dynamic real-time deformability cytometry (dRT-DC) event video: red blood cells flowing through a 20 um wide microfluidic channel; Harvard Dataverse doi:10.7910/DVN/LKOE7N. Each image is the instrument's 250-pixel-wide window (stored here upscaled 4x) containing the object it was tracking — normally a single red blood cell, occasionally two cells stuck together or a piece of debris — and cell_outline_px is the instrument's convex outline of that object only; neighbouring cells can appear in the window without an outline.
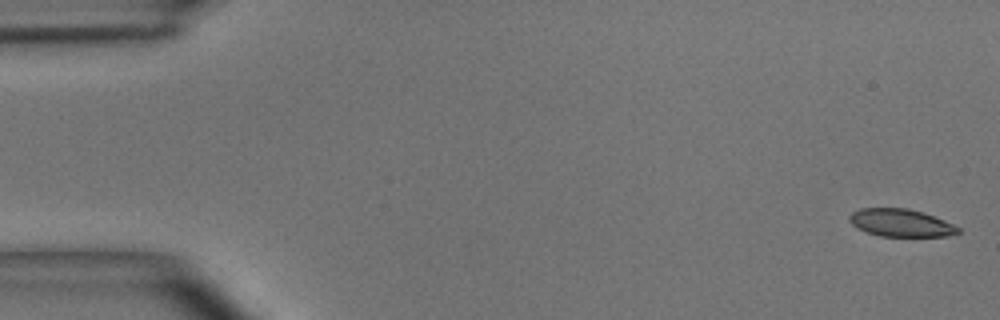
{"species": "common noctule bat (a hibernating species)", "species_latin": "Nyctalus noctula", "temperature_condition": "room temperature", "stored_images_in_passage": 5, "camera_frame_rate_fps": 3000, "um_per_image_px": 0.085, "animal": {"sex": "male", "body_mass_g": 15.6}, "frame": {"image": 1, "passage_image": 1, "time_ms": 0.0, "image_size_px": [1000, 320], "cell_outline_px": [[960, 232], [948, 236], [880, 236], [856, 228], [848, 220], [848, 216], [852, 212], [860, 208], [908, 208], [924, 212], [944, 220], [960, 228]], "centroid_in_image_um": [76.55, 18.93], "position_along_channel_um": 8.4, "area_um2": 17.57}}
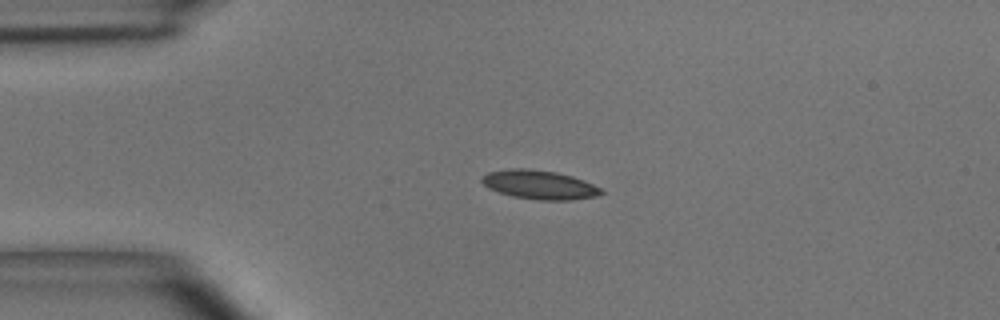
{"frame": {"image": 2, "passage_image": 4, "time_ms": 1.0, "image_size_px": [1000, 320], "cell_outline_px": [[604, 192], [596, 196], [572, 200], [536, 200], [512, 196], [488, 188], [480, 180], [480, 176], [488, 172], [512, 168], [528, 168], [556, 172], [572, 176], [584, 180], [600, 188]], "centroid_in_image_um": [45.82, 15.7], "position_along_channel_um": 39.2, "area_um2": 20.17}}